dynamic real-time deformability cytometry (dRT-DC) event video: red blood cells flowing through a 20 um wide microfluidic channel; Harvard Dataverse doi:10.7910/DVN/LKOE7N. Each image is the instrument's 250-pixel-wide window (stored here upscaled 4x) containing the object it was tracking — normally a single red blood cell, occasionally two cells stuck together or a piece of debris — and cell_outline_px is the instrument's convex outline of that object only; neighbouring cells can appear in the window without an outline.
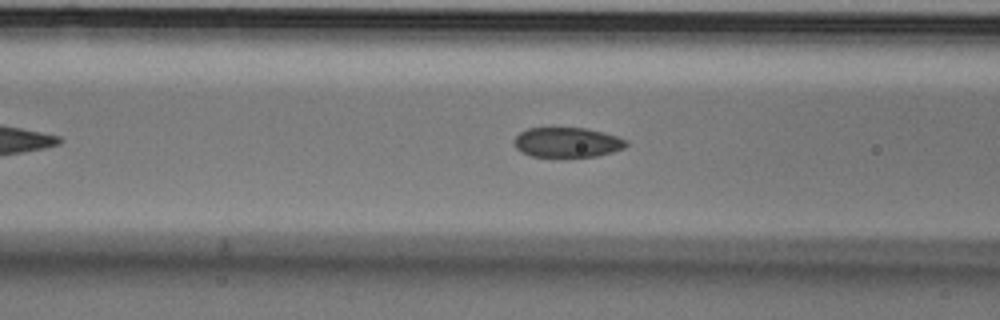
{"species": "Egyptian fruit bat (a non-hibernating species)", "species_latin": "Rousettus aegyptiacus", "temperature_condition": "cold", "stored_images_in_passage": 48, "camera_frame_rate_fps": 3000, "um_per_image_px": 0.085, "animal": {"sex": "male"}, "frame": {"image": 1, "passage_image": 13, "time_ms": 4.0, "image_size_px": [1000, 320], "cell_outline_px": [[628, 144], [624, 148], [612, 152], [596, 156], [532, 156], [520, 152], [516, 148], [512, 140], [520, 132], [528, 128], [584, 128], [604, 132], [628, 140]], "centroid_in_image_um": [48.2, 12.09], "position_along_channel_um": 118.4, "area_um2": 19.48}}
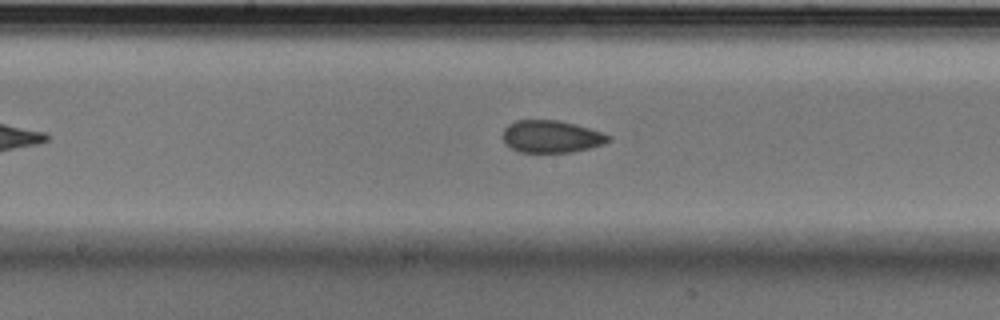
{"frame": {"image": 2, "passage_image": 20, "time_ms": 6.333, "image_size_px": [1000, 320], "cell_outline_px": [[612, 140], [604, 144], [572, 152], [520, 152], [504, 144], [504, 128], [508, 124], [516, 120], [556, 120], [588, 128], [612, 136]], "centroid_in_image_um": [46.86, 11.61], "position_along_channel_um": 201.3, "area_um2": 19.71}}
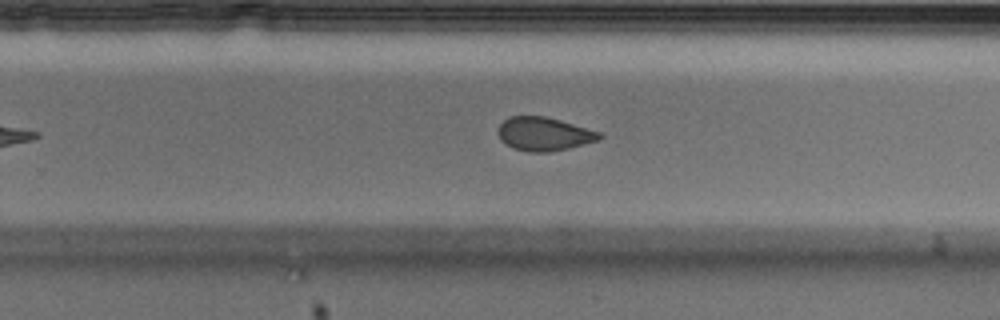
{"frame": {"image": 3, "passage_image": 27, "time_ms": 8.667, "image_size_px": [1000, 320], "cell_outline_px": [[604, 136], [600, 140], [568, 148], [548, 152], [528, 152], [512, 148], [504, 144], [500, 140], [500, 124], [508, 116], [544, 116], [560, 120], [600, 132]], "centroid_in_image_um": [46.25, 11.39], "position_along_channel_um": 283.6, "area_um2": 19.77}, "authors_computed_cell_mechanics": {"area_um2": 20.8658, "velocity_mm_per_s": 3.5394, "shape_relaxation_time_tau1_ms": 3.3537, "shape_relaxation_time_tau2_ms": 2.5131, "deformation_change_tau1": 0.0763, "deformation_change_tau2": 0.0603}}